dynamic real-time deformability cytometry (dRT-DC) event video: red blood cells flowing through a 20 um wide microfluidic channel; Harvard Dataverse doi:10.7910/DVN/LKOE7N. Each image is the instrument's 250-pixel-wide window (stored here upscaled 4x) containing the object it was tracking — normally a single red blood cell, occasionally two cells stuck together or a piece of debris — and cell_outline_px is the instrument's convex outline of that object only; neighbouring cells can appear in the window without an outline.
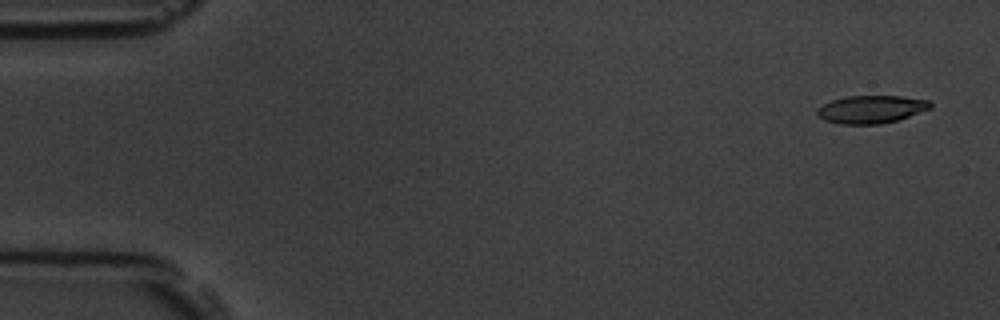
{"species": "common noctule bat (a hibernating species)", "species_latin": "Nyctalus noctula", "temperature_condition": "room temperature", "stored_images_in_passage": 4, "camera_frame_rate_fps": 3000, "um_per_image_px": 0.085, "animal": {"sex": "male", "body_mass_g": 19.5, "forearm_length_mm": 54.6}, "frame": {"image": 1, "passage_image": 1, "time_ms": 0.0, "image_size_px": [1000, 320], "cell_outline_px": [[932, 108], [896, 120], [880, 124], [840, 124], [824, 120], [816, 116], [816, 108], [832, 100], [848, 96], [900, 96], [928, 100], [932, 104]], "centroid_in_image_um": [74.01, 9.29], "position_along_channel_um": 11.0, "area_um2": 18.32}}
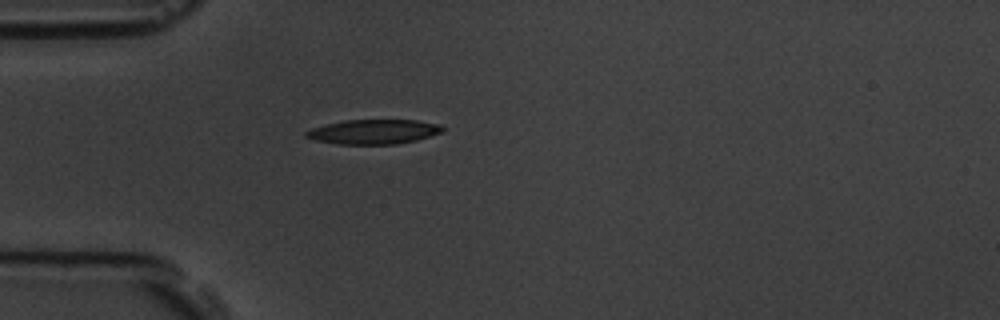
{"frame": {"image": 2, "passage_image": 4, "time_ms": 4.333, "image_size_px": [1000, 320], "cell_outline_px": [[444, 132], [416, 140], [396, 144], [336, 144], [316, 140], [304, 136], [304, 132], [312, 128], [324, 124], [344, 120], [416, 120], [440, 124], [444, 128]], "centroid_in_image_um": [31.76, 11.19], "position_along_channel_um": 53.2, "area_um2": 19.65}}